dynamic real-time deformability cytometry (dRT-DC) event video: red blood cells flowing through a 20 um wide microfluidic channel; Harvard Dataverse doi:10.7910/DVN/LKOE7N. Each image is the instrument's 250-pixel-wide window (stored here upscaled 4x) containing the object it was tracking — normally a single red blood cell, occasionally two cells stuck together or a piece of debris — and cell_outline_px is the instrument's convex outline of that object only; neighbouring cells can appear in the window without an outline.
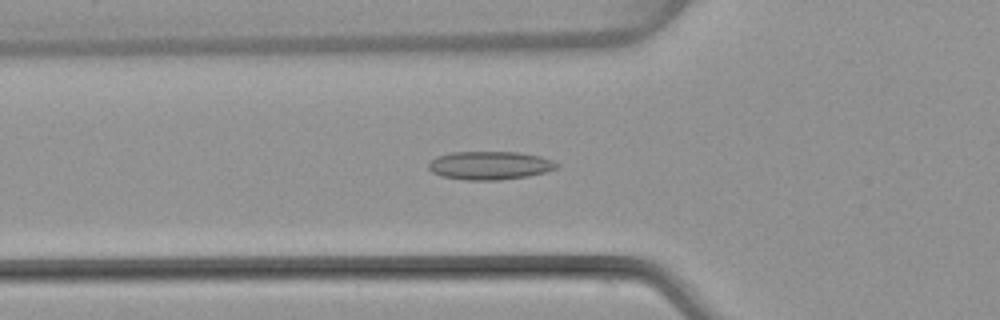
{"species": "common noctule bat (a hibernating species)", "species_latin": "Nyctalus noctula", "temperature_condition": "warm", "stored_images_in_passage": 51, "camera_frame_rate_fps": 3000, "um_per_image_px": 0.085, "animal": {"sex": "female", "body_mass_g": 22.7, "forearm_length_mm": 54.2}, "frame": {"image": 1, "passage_image": 18, "time_ms": 5.667, "image_size_px": [1000, 320], "cell_outline_px": [[560, 168], [528, 176], [500, 180], [468, 180], [440, 176], [432, 172], [428, 168], [428, 164], [436, 156], [452, 152], [520, 152], [540, 156], [552, 160], [560, 164]], "centroid_in_image_um": [41.65, 14.06], "position_along_channel_um": 84.1, "area_um2": 21.33}}
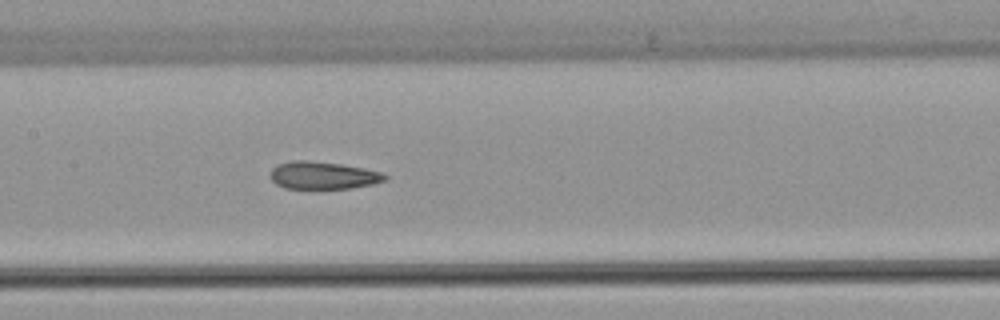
{"frame": {"image": 2, "passage_image": 25, "time_ms": 8.0, "image_size_px": [1000, 320], "cell_outline_px": [[388, 176], [384, 180], [372, 184], [352, 188], [284, 188], [276, 184], [272, 180], [272, 168], [276, 164], [292, 160], [304, 160], [340, 164], [364, 168], [380, 172]], "centroid_in_image_um": [27.43, 14.9], "position_along_channel_um": 180.0, "area_um2": 18.15}}
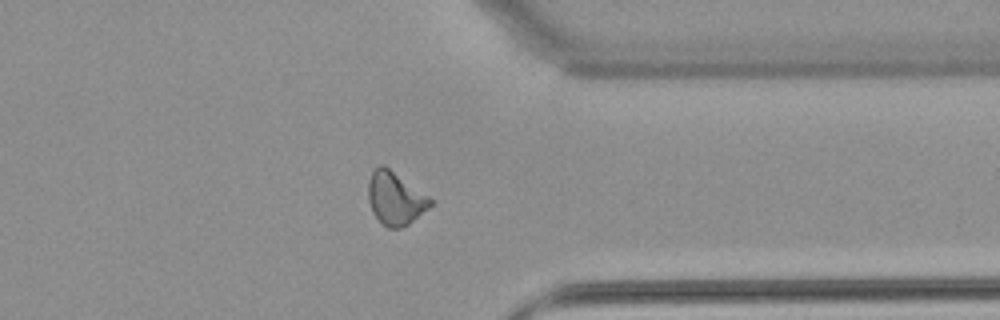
{"frame": {"image": 3, "passage_image": 40, "time_ms": 13.0, "image_size_px": [1000, 320], "cell_outline_px": [[432, 204], [428, 208], [408, 224], [400, 228], [388, 228], [372, 212], [368, 200], [368, 180], [372, 172], [380, 164], [384, 164], [428, 196], [432, 200]], "centroid_in_image_um": [33.57, 16.84], "position_along_channel_um": 377.8, "area_um2": 18.9}, "authors_computed_cell_mechanics": {"area_um2": 19.3052, "velocity_mm_per_s": 4.0777, "shape_relaxation_time_tau1_ms": null, "shape_relaxation_time_tau2_ms": 2.3677, "deformation_change_tau1": null, "deformation_change_tau2": 0.0944}}